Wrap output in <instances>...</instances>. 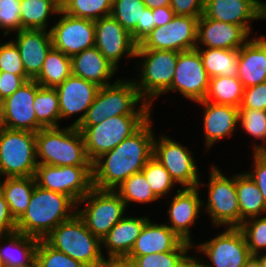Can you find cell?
I'll return each instance as SVG.
<instances>
[{
	"instance_id": "1",
	"label": "cell",
	"mask_w": 266,
	"mask_h": 267,
	"mask_svg": "<svg viewBox=\"0 0 266 267\" xmlns=\"http://www.w3.org/2000/svg\"><path fill=\"white\" fill-rule=\"evenodd\" d=\"M153 119L150 117L135 133L92 163L93 187L115 190L131 175L141 172L153 156Z\"/></svg>"
},
{
	"instance_id": "2",
	"label": "cell",
	"mask_w": 266,
	"mask_h": 267,
	"mask_svg": "<svg viewBox=\"0 0 266 267\" xmlns=\"http://www.w3.org/2000/svg\"><path fill=\"white\" fill-rule=\"evenodd\" d=\"M76 213L77 204L69 196L35 185L26 212L16 222V231L44 239Z\"/></svg>"
},
{
	"instance_id": "3",
	"label": "cell",
	"mask_w": 266,
	"mask_h": 267,
	"mask_svg": "<svg viewBox=\"0 0 266 267\" xmlns=\"http://www.w3.org/2000/svg\"><path fill=\"white\" fill-rule=\"evenodd\" d=\"M116 79L99 88L78 126H93L114 116H152V107L140 97L133 78Z\"/></svg>"
},
{
	"instance_id": "4",
	"label": "cell",
	"mask_w": 266,
	"mask_h": 267,
	"mask_svg": "<svg viewBox=\"0 0 266 267\" xmlns=\"http://www.w3.org/2000/svg\"><path fill=\"white\" fill-rule=\"evenodd\" d=\"M38 164L50 166H92L82 132L74 126L42 128L36 133Z\"/></svg>"
},
{
	"instance_id": "5",
	"label": "cell",
	"mask_w": 266,
	"mask_h": 267,
	"mask_svg": "<svg viewBox=\"0 0 266 267\" xmlns=\"http://www.w3.org/2000/svg\"><path fill=\"white\" fill-rule=\"evenodd\" d=\"M178 54L171 50L136 49L135 57L143 60L135 65L139 66L136 69L139 79L136 77L133 81L140 97L151 107L155 98L171 88Z\"/></svg>"
},
{
	"instance_id": "6",
	"label": "cell",
	"mask_w": 266,
	"mask_h": 267,
	"mask_svg": "<svg viewBox=\"0 0 266 267\" xmlns=\"http://www.w3.org/2000/svg\"><path fill=\"white\" fill-rule=\"evenodd\" d=\"M44 240L87 267H97L106 258L102 252L101 239L90 232L77 213L60 223Z\"/></svg>"
},
{
	"instance_id": "7",
	"label": "cell",
	"mask_w": 266,
	"mask_h": 267,
	"mask_svg": "<svg viewBox=\"0 0 266 267\" xmlns=\"http://www.w3.org/2000/svg\"><path fill=\"white\" fill-rule=\"evenodd\" d=\"M208 183L200 181L198 187L208 188L207 202L202 199L204 212L209 215L213 226L219 228L240 227V208L236 190V173L232 177L222 172L220 167L210 166ZM205 202V203H204Z\"/></svg>"
},
{
	"instance_id": "8",
	"label": "cell",
	"mask_w": 266,
	"mask_h": 267,
	"mask_svg": "<svg viewBox=\"0 0 266 267\" xmlns=\"http://www.w3.org/2000/svg\"><path fill=\"white\" fill-rule=\"evenodd\" d=\"M37 165L36 133L0 126V176H34Z\"/></svg>"
},
{
	"instance_id": "9",
	"label": "cell",
	"mask_w": 266,
	"mask_h": 267,
	"mask_svg": "<svg viewBox=\"0 0 266 267\" xmlns=\"http://www.w3.org/2000/svg\"><path fill=\"white\" fill-rule=\"evenodd\" d=\"M81 205L84 206L82 209ZM126 210V204L115 190L95 187L77 203L78 216L90 232L100 239L126 215Z\"/></svg>"
},
{
	"instance_id": "10",
	"label": "cell",
	"mask_w": 266,
	"mask_h": 267,
	"mask_svg": "<svg viewBox=\"0 0 266 267\" xmlns=\"http://www.w3.org/2000/svg\"><path fill=\"white\" fill-rule=\"evenodd\" d=\"M152 116H114L93 126H77L82 132L86 154L93 163L102 154L117 147Z\"/></svg>"
},
{
	"instance_id": "11",
	"label": "cell",
	"mask_w": 266,
	"mask_h": 267,
	"mask_svg": "<svg viewBox=\"0 0 266 267\" xmlns=\"http://www.w3.org/2000/svg\"><path fill=\"white\" fill-rule=\"evenodd\" d=\"M157 137L153 141V157L165 167L181 188L198 187L201 181L198 171L200 168L196 165L194 153L166 133Z\"/></svg>"
},
{
	"instance_id": "12",
	"label": "cell",
	"mask_w": 266,
	"mask_h": 267,
	"mask_svg": "<svg viewBox=\"0 0 266 267\" xmlns=\"http://www.w3.org/2000/svg\"><path fill=\"white\" fill-rule=\"evenodd\" d=\"M34 178L39 187L69 196L76 204L93 188L92 166L38 164Z\"/></svg>"
},
{
	"instance_id": "13",
	"label": "cell",
	"mask_w": 266,
	"mask_h": 267,
	"mask_svg": "<svg viewBox=\"0 0 266 267\" xmlns=\"http://www.w3.org/2000/svg\"><path fill=\"white\" fill-rule=\"evenodd\" d=\"M224 231L203 243L194 242L192 250L202 253L207 257L203 262L199 257L203 267H243L251 254L248 249L246 239L239 227H224ZM196 247H195V246ZM207 263V264H206ZM212 263V264H211Z\"/></svg>"
},
{
	"instance_id": "14",
	"label": "cell",
	"mask_w": 266,
	"mask_h": 267,
	"mask_svg": "<svg viewBox=\"0 0 266 267\" xmlns=\"http://www.w3.org/2000/svg\"><path fill=\"white\" fill-rule=\"evenodd\" d=\"M199 17L175 15L169 24L155 27L136 49L187 51L196 48Z\"/></svg>"
},
{
	"instance_id": "15",
	"label": "cell",
	"mask_w": 266,
	"mask_h": 267,
	"mask_svg": "<svg viewBox=\"0 0 266 267\" xmlns=\"http://www.w3.org/2000/svg\"><path fill=\"white\" fill-rule=\"evenodd\" d=\"M40 85L26 81L15 93L0 102V126L10 130L37 133L42 127L37 123L34 100Z\"/></svg>"
},
{
	"instance_id": "16",
	"label": "cell",
	"mask_w": 266,
	"mask_h": 267,
	"mask_svg": "<svg viewBox=\"0 0 266 267\" xmlns=\"http://www.w3.org/2000/svg\"><path fill=\"white\" fill-rule=\"evenodd\" d=\"M56 16L57 22L50 26L54 49L72 57L95 46L94 20L68 15L62 9Z\"/></svg>"
},
{
	"instance_id": "17",
	"label": "cell",
	"mask_w": 266,
	"mask_h": 267,
	"mask_svg": "<svg viewBox=\"0 0 266 267\" xmlns=\"http://www.w3.org/2000/svg\"><path fill=\"white\" fill-rule=\"evenodd\" d=\"M171 88L166 92H179L185 99L195 103L205 99L210 83L199 51H181L178 54Z\"/></svg>"
},
{
	"instance_id": "18",
	"label": "cell",
	"mask_w": 266,
	"mask_h": 267,
	"mask_svg": "<svg viewBox=\"0 0 266 267\" xmlns=\"http://www.w3.org/2000/svg\"><path fill=\"white\" fill-rule=\"evenodd\" d=\"M95 47L117 69L122 58H136L137 44L130 33L112 16L94 21ZM125 56V57H124Z\"/></svg>"
},
{
	"instance_id": "19",
	"label": "cell",
	"mask_w": 266,
	"mask_h": 267,
	"mask_svg": "<svg viewBox=\"0 0 266 267\" xmlns=\"http://www.w3.org/2000/svg\"><path fill=\"white\" fill-rule=\"evenodd\" d=\"M199 190V187L174 190L176 193L168 203V222H165L183 241L192 245L194 241L191 240L193 235L190 230L201 217L203 209Z\"/></svg>"
},
{
	"instance_id": "20",
	"label": "cell",
	"mask_w": 266,
	"mask_h": 267,
	"mask_svg": "<svg viewBox=\"0 0 266 267\" xmlns=\"http://www.w3.org/2000/svg\"><path fill=\"white\" fill-rule=\"evenodd\" d=\"M100 87L83 78L70 75L62 84L55 87L59 98L60 120L80 113L70 126L77 127L93 103Z\"/></svg>"
},
{
	"instance_id": "21",
	"label": "cell",
	"mask_w": 266,
	"mask_h": 267,
	"mask_svg": "<svg viewBox=\"0 0 266 267\" xmlns=\"http://www.w3.org/2000/svg\"><path fill=\"white\" fill-rule=\"evenodd\" d=\"M250 36L240 25L210 19L202 14L198 19L196 48L239 49Z\"/></svg>"
},
{
	"instance_id": "22",
	"label": "cell",
	"mask_w": 266,
	"mask_h": 267,
	"mask_svg": "<svg viewBox=\"0 0 266 267\" xmlns=\"http://www.w3.org/2000/svg\"><path fill=\"white\" fill-rule=\"evenodd\" d=\"M197 103L203 107L204 112L202 119L205 142L204 151H209L216 142L223 140L224 137H231L238 130L239 108L205 100Z\"/></svg>"
},
{
	"instance_id": "23",
	"label": "cell",
	"mask_w": 266,
	"mask_h": 267,
	"mask_svg": "<svg viewBox=\"0 0 266 267\" xmlns=\"http://www.w3.org/2000/svg\"><path fill=\"white\" fill-rule=\"evenodd\" d=\"M203 14L210 19L240 25L251 35L252 21H261V0H205Z\"/></svg>"
},
{
	"instance_id": "24",
	"label": "cell",
	"mask_w": 266,
	"mask_h": 267,
	"mask_svg": "<svg viewBox=\"0 0 266 267\" xmlns=\"http://www.w3.org/2000/svg\"><path fill=\"white\" fill-rule=\"evenodd\" d=\"M11 39L19 49L23 67L30 79H35L41 72L45 57L52 46L50 31L22 29Z\"/></svg>"
},
{
	"instance_id": "25",
	"label": "cell",
	"mask_w": 266,
	"mask_h": 267,
	"mask_svg": "<svg viewBox=\"0 0 266 267\" xmlns=\"http://www.w3.org/2000/svg\"><path fill=\"white\" fill-rule=\"evenodd\" d=\"M237 78L244 88L266 82V35L253 36L239 48Z\"/></svg>"
},
{
	"instance_id": "26",
	"label": "cell",
	"mask_w": 266,
	"mask_h": 267,
	"mask_svg": "<svg viewBox=\"0 0 266 267\" xmlns=\"http://www.w3.org/2000/svg\"><path fill=\"white\" fill-rule=\"evenodd\" d=\"M149 218L150 216L147 215L146 217L125 215L110 229L109 233L101 239L103 255L105 256L107 253L106 258H125L130 253L144 224Z\"/></svg>"
},
{
	"instance_id": "27",
	"label": "cell",
	"mask_w": 266,
	"mask_h": 267,
	"mask_svg": "<svg viewBox=\"0 0 266 267\" xmlns=\"http://www.w3.org/2000/svg\"><path fill=\"white\" fill-rule=\"evenodd\" d=\"M71 69L72 75L92 82L98 87L114 83L110 80L118 70L95 46L72 56Z\"/></svg>"
},
{
	"instance_id": "28",
	"label": "cell",
	"mask_w": 266,
	"mask_h": 267,
	"mask_svg": "<svg viewBox=\"0 0 266 267\" xmlns=\"http://www.w3.org/2000/svg\"><path fill=\"white\" fill-rule=\"evenodd\" d=\"M149 219L143 226L127 256H142L174 251L183 240L165 223Z\"/></svg>"
},
{
	"instance_id": "29",
	"label": "cell",
	"mask_w": 266,
	"mask_h": 267,
	"mask_svg": "<svg viewBox=\"0 0 266 267\" xmlns=\"http://www.w3.org/2000/svg\"><path fill=\"white\" fill-rule=\"evenodd\" d=\"M39 240L18 231L0 235V257L4 266L35 267Z\"/></svg>"
},
{
	"instance_id": "30",
	"label": "cell",
	"mask_w": 266,
	"mask_h": 267,
	"mask_svg": "<svg viewBox=\"0 0 266 267\" xmlns=\"http://www.w3.org/2000/svg\"><path fill=\"white\" fill-rule=\"evenodd\" d=\"M35 185L34 176L2 179L1 193L8 203L9 211L16 222L26 212Z\"/></svg>"
},
{
	"instance_id": "31",
	"label": "cell",
	"mask_w": 266,
	"mask_h": 267,
	"mask_svg": "<svg viewBox=\"0 0 266 267\" xmlns=\"http://www.w3.org/2000/svg\"><path fill=\"white\" fill-rule=\"evenodd\" d=\"M236 190L240 208V226L249 218L266 215V205L261 191L245 171L236 173Z\"/></svg>"
},
{
	"instance_id": "32",
	"label": "cell",
	"mask_w": 266,
	"mask_h": 267,
	"mask_svg": "<svg viewBox=\"0 0 266 267\" xmlns=\"http://www.w3.org/2000/svg\"><path fill=\"white\" fill-rule=\"evenodd\" d=\"M210 78L237 77L239 49L196 48Z\"/></svg>"
},
{
	"instance_id": "33",
	"label": "cell",
	"mask_w": 266,
	"mask_h": 267,
	"mask_svg": "<svg viewBox=\"0 0 266 267\" xmlns=\"http://www.w3.org/2000/svg\"><path fill=\"white\" fill-rule=\"evenodd\" d=\"M20 11L22 29L50 31L49 18L57 15L60 8L55 0H21Z\"/></svg>"
},
{
	"instance_id": "34",
	"label": "cell",
	"mask_w": 266,
	"mask_h": 267,
	"mask_svg": "<svg viewBox=\"0 0 266 267\" xmlns=\"http://www.w3.org/2000/svg\"><path fill=\"white\" fill-rule=\"evenodd\" d=\"M71 74V57L52 47L45 57L41 72L34 80L42 87L55 88Z\"/></svg>"
},
{
	"instance_id": "35",
	"label": "cell",
	"mask_w": 266,
	"mask_h": 267,
	"mask_svg": "<svg viewBox=\"0 0 266 267\" xmlns=\"http://www.w3.org/2000/svg\"><path fill=\"white\" fill-rule=\"evenodd\" d=\"M244 93V86L237 77L217 76L210 78L205 101L231 105L239 108Z\"/></svg>"
},
{
	"instance_id": "36",
	"label": "cell",
	"mask_w": 266,
	"mask_h": 267,
	"mask_svg": "<svg viewBox=\"0 0 266 267\" xmlns=\"http://www.w3.org/2000/svg\"><path fill=\"white\" fill-rule=\"evenodd\" d=\"M34 109L37 123L42 128L61 127L59 98L55 88L40 86L35 95Z\"/></svg>"
},
{
	"instance_id": "37",
	"label": "cell",
	"mask_w": 266,
	"mask_h": 267,
	"mask_svg": "<svg viewBox=\"0 0 266 267\" xmlns=\"http://www.w3.org/2000/svg\"><path fill=\"white\" fill-rule=\"evenodd\" d=\"M115 191L127 207L130 203L148 204L159 200L142 172L131 175Z\"/></svg>"
},
{
	"instance_id": "38",
	"label": "cell",
	"mask_w": 266,
	"mask_h": 267,
	"mask_svg": "<svg viewBox=\"0 0 266 267\" xmlns=\"http://www.w3.org/2000/svg\"><path fill=\"white\" fill-rule=\"evenodd\" d=\"M193 245L183 241L174 251L153 253L142 256H126L134 267H177L192 252Z\"/></svg>"
},
{
	"instance_id": "39",
	"label": "cell",
	"mask_w": 266,
	"mask_h": 267,
	"mask_svg": "<svg viewBox=\"0 0 266 267\" xmlns=\"http://www.w3.org/2000/svg\"><path fill=\"white\" fill-rule=\"evenodd\" d=\"M239 126L246 134L260 140V144L253 141V152H257L266 143V110L239 109Z\"/></svg>"
},
{
	"instance_id": "40",
	"label": "cell",
	"mask_w": 266,
	"mask_h": 267,
	"mask_svg": "<svg viewBox=\"0 0 266 267\" xmlns=\"http://www.w3.org/2000/svg\"><path fill=\"white\" fill-rule=\"evenodd\" d=\"M113 0H70L62 10L68 15L98 20L111 15Z\"/></svg>"
},
{
	"instance_id": "41",
	"label": "cell",
	"mask_w": 266,
	"mask_h": 267,
	"mask_svg": "<svg viewBox=\"0 0 266 267\" xmlns=\"http://www.w3.org/2000/svg\"><path fill=\"white\" fill-rule=\"evenodd\" d=\"M143 0H113L111 15L131 33L136 25H142Z\"/></svg>"
},
{
	"instance_id": "42",
	"label": "cell",
	"mask_w": 266,
	"mask_h": 267,
	"mask_svg": "<svg viewBox=\"0 0 266 267\" xmlns=\"http://www.w3.org/2000/svg\"><path fill=\"white\" fill-rule=\"evenodd\" d=\"M141 172L144 174L152 191L159 199L164 198L166 195L169 196V192L177 185L165 167L153 156L147 161Z\"/></svg>"
},
{
	"instance_id": "43",
	"label": "cell",
	"mask_w": 266,
	"mask_h": 267,
	"mask_svg": "<svg viewBox=\"0 0 266 267\" xmlns=\"http://www.w3.org/2000/svg\"><path fill=\"white\" fill-rule=\"evenodd\" d=\"M251 255L266 252V215L245 220L239 227Z\"/></svg>"
},
{
	"instance_id": "44",
	"label": "cell",
	"mask_w": 266,
	"mask_h": 267,
	"mask_svg": "<svg viewBox=\"0 0 266 267\" xmlns=\"http://www.w3.org/2000/svg\"><path fill=\"white\" fill-rule=\"evenodd\" d=\"M35 267H87L40 239L36 249Z\"/></svg>"
},
{
	"instance_id": "45",
	"label": "cell",
	"mask_w": 266,
	"mask_h": 267,
	"mask_svg": "<svg viewBox=\"0 0 266 267\" xmlns=\"http://www.w3.org/2000/svg\"><path fill=\"white\" fill-rule=\"evenodd\" d=\"M0 71L19 75L25 81L30 80L25 73L19 49L11 39L0 42Z\"/></svg>"
},
{
	"instance_id": "46",
	"label": "cell",
	"mask_w": 266,
	"mask_h": 267,
	"mask_svg": "<svg viewBox=\"0 0 266 267\" xmlns=\"http://www.w3.org/2000/svg\"><path fill=\"white\" fill-rule=\"evenodd\" d=\"M20 3L21 0H0V30L4 29L5 37L22 30Z\"/></svg>"
},
{
	"instance_id": "47",
	"label": "cell",
	"mask_w": 266,
	"mask_h": 267,
	"mask_svg": "<svg viewBox=\"0 0 266 267\" xmlns=\"http://www.w3.org/2000/svg\"><path fill=\"white\" fill-rule=\"evenodd\" d=\"M239 109L266 110V82L244 88Z\"/></svg>"
},
{
	"instance_id": "48",
	"label": "cell",
	"mask_w": 266,
	"mask_h": 267,
	"mask_svg": "<svg viewBox=\"0 0 266 267\" xmlns=\"http://www.w3.org/2000/svg\"><path fill=\"white\" fill-rule=\"evenodd\" d=\"M252 167L253 169L245 172L256 183L261 191L265 205H266V158L262 157L259 153H252Z\"/></svg>"
},
{
	"instance_id": "49",
	"label": "cell",
	"mask_w": 266,
	"mask_h": 267,
	"mask_svg": "<svg viewBox=\"0 0 266 267\" xmlns=\"http://www.w3.org/2000/svg\"><path fill=\"white\" fill-rule=\"evenodd\" d=\"M175 15L200 17L204 13L205 0H171Z\"/></svg>"
},
{
	"instance_id": "50",
	"label": "cell",
	"mask_w": 266,
	"mask_h": 267,
	"mask_svg": "<svg viewBox=\"0 0 266 267\" xmlns=\"http://www.w3.org/2000/svg\"><path fill=\"white\" fill-rule=\"evenodd\" d=\"M25 82L19 75L0 71V102L15 93Z\"/></svg>"
},
{
	"instance_id": "51",
	"label": "cell",
	"mask_w": 266,
	"mask_h": 267,
	"mask_svg": "<svg viewBox=\"0 0 266 267\" xmlns=\"http://www.w3.org/2000/svg\"><path fill=\"white\" fill-rule=\"evenodd\" d=\"M154 28L152 9L146 7L143 11L142 25H136V28L130 33L131 38L138 45Z\"/></svg>"
},
{
	"instance_id": "52",
	"label": "cell",
	"mask_w": 266,
	"mask_h": 267,
	"mask_svg": "<svg viewBox=\"0 0 266 267\" xmlns=\"http://www.w3.org/2000/svg\"><path fill=\"white\" fill-rule=\"evenodd\" d=\"M16 231V221L11 215L3 194L0 192V235Z\"/></svg>"
},
{
	"instance_id": "53",
	"label": "cell",
	"mask_w": 266,
	"mask_h": 267,
	"mask_svg": "<svg viewBox=\"0 0 266 267\" xmlns=\"http://www.w3.org/2000/svg\"><path fill=\"white\" fill-rule=\"evenodd\" d=\"M152 15L154 17L155 27L169 24L175 16L170 6L152 9Z\"/></svg>"
},
{
	"instance_id": "54",
	"label": "cell",
	"mask_w": 266,
	"mask_h": 267,
	"mask_svg": "<svg viewBox=\"0 0 266 267\" xmlns=\"http://www.w3.org/2000/svg\"><path fill=\"white\" fill-rule=\"evenodd\" d=\"M97 267H134V265L126 258H105Z\"/></svg>"
},
{
	"instance_id": "55",
	"label": "cell",
	"mask_w": 266,
	"mask_h": 267,
	"mask_svg": "<svg viewBox=\"0 0 266 267\" xmlns=\"http://www.w3.org/2000/svg\"><path fill=\"white\" fill-rule=\"evenodd\" d=\"M199 264L198 257L188 254L177 267H197Z\"/></svg>"
},
{
	"instance_id": "56",
	"label": "cell",
	"mask_w": 266,
	"mask_h": 267,
	"mask_svg": "<svg viewBox=\"0 0 266 267\" xmlns=\"http://www.w3.org/2000/svg\"><path fill=\"white\" fill-rule=\"evenodd\" d=\"M143 2L145 3L146 7L155 9L159 7L170 6L171 0H143Z\"/></svg>"
},
{
	"instance_id": "57",
	"label": "cell",
	"mask_w": 266,
	"mask_h": 267,
	"mask_svg": "<svg viewBox=\"0 0 266 267\" xmlns=\"http://www.w3.org/2000/svg\"><path fill=\"white\" fill-rule=\"evenodd\" d=\"M243 267H262L260 259L256 255H251Z\"/></svg>"
},
{
	"instance_id": "58",
	"label": "cell",
	"mask_w": 266,
	"mask_h": 267,
	"mask_svg": "<svg viewBox=\"0 0 266 267\" xmlns=\"http://www.w3.org/2000/svg\"><path fill=\"white\" fill-rule=\"evenodd\" d=\"M261 20H266V2L261 0Z\"/></svg>"
},
{
	"instance_id": "59",
	"label": "cell",
	"mask_w": 266,
	"mask_h": 267,
	"mask_svg": "<svg viewBox=\"0 0 266 267\" xmlns=\"http://www.w3.org/2000/svg\"><path fill=\"white\" fill-rule=\"evenodd\" d=\"M256 256L260 259L262 267H266V252L259 253Z\"/></svg>"
},
{
	"instance_id": "60",
	"label": "cell",
	"mask_w": 266,
	"mask_h": 267,
	"mask_svg": "<svg viewBox=\"0 0 266 267\" xmlns=\"http://www.w3.org/2000/svg\"><path fill=\"white\" fill-rule=\"evenodd\" d=\"M70 0H55L56 5L62 9Z\"/></svg>"
},
{
	"instance_id": "61",
	"label": "cell",
	"mask_w": 266,
	"mask_h": 267,
	"mask_svg": "<svg viewBox=\"0 0 266 267\" xmlns=\"http://www.w3.org/2000/svg\"><path fill=\"white\" fill-rule=\"evenodd\" d=\"M262 157L266 158V143L257 151Z\"/></svg>"
},
{
	"instance_id": "62",
	"label": "cell",
	"mask_w": 266,
	"mask_h": 267,
	"mask_svg": "<svg viewBox=\"0 0 266 267\" xmlns=\"http://www.w3.org/2000/svg\"><path fill=\"white\" fill-rule=\"evenodd\" d=\"M0 267H5L4 264H3V261L1 259V257H0Z\"/></svg>"
},
{
	"instance_id": "63",
	"label": "cell",
	"mask_w": 266,
	"mask_h": 267,
	"mask_svg": "<svg viewBox=\"0 0 266 267\" xmlns=\"http://www.w3.org/2000/svg\"><path fill=\"white\" fill-rule=\"evenodd\" d=\"M2 177L0 176V192H1V182H2Z\"/></svg>"
}]
</instances>
